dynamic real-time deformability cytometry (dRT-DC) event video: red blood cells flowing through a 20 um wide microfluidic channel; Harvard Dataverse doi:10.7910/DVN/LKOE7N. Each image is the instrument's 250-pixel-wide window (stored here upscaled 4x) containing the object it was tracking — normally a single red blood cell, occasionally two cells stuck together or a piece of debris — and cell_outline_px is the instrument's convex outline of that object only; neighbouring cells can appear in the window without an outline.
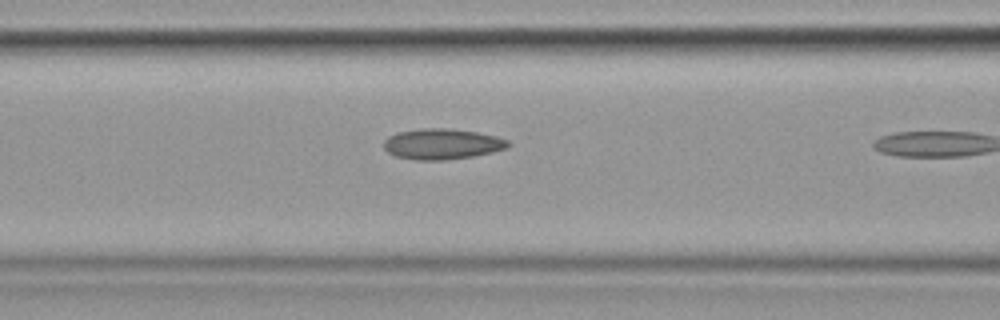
{"species": "common noctule bat (a hibernating species)", "species_latin": "Nyctalus noctula", "temperature_condition": "cold", "stored_images_in_passage": 11, "camera_frame_rate_fps": 3000, "um_per_image_px": 0.085, "animal": {"sex": "female", "body_mass_g": 19.9}, "frame": {"image": 1, "passage_image": 10, "time_ms": 3.0, "image_size_px": [1000, 320], "cell_outline_px": [[512, 144], [508, 148], [492, 152], [472, 156], [444, 160], [416, 160], [396, 156], [388, 152], [384, 148], [384, 140], [388, 136], [396, 132], [420, 128], [448, 128], [476, 132], [496, 136], [508, 140]], "centroid_in_image_um": [37.57, 12.23], "position_along_channel_um": 129.0, "area_um2": 22.31}}